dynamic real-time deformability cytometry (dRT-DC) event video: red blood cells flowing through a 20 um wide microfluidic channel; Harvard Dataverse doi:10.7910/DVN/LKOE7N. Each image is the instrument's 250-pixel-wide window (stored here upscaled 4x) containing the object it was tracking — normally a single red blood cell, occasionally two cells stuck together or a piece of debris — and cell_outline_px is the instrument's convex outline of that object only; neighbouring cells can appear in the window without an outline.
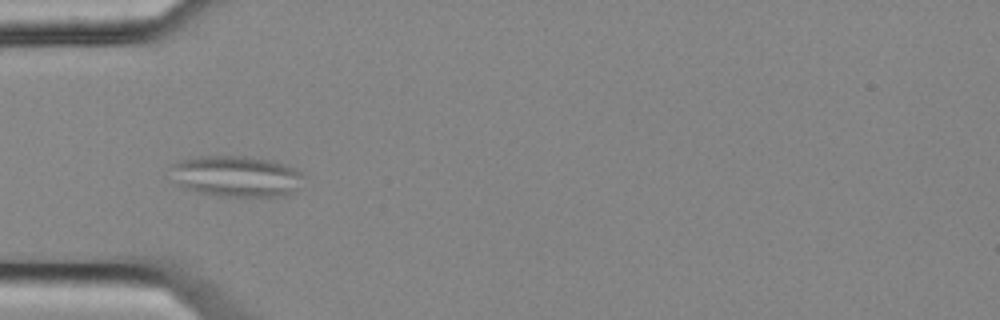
{"species": "common noctule bat (a hibernating species)", "species_latin": "Nyctalus noctula", "temperature_condition": "cold", "stored_images_in_passage": 7, "camera_frame_rate_fps": 3000, "um_per_image_px": 0.085, "animal": {"sex": "female", "body_mass_g": 25.1}, "frame": {"image": 1, "passage_image": 6, "time_ms": 1.667, "image_size_px": [1000, 320], "cell_outline_px": [[308, 176], [300, 188], [284, 196], [216, 196], [184, 188], [180, 184], [168, 168], [172, 164], [180, 160], [200, 156], [248, 156], [268, 160], [296, 168]], "centroid_in_image_um": [20.16, 14.98], "position_along_channel_um": 64.8, "area_um2": 32.02}}
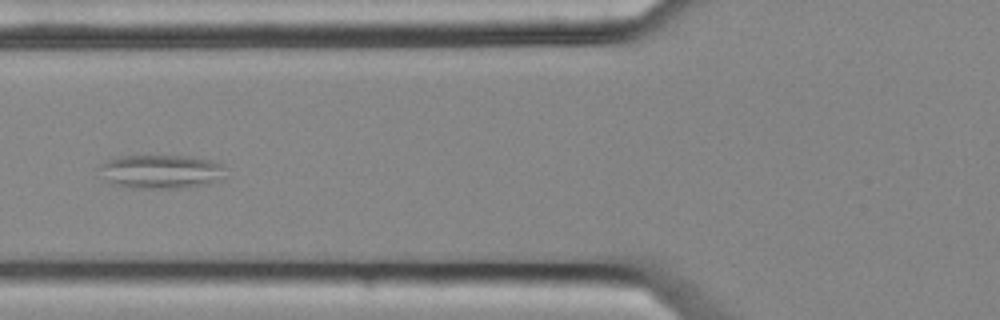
{"frame": {"image": 2, "passage_image": 7, "time_ms": 2.0, "image_size_px": [1000, 320], "cell_outline_px": [[224, 180], [208, 184], [184, 188], [132, 188], [116, 184], [108, 180], [100, 168], [100, 164], [104, 160], [120, 156], [188, 156], [212, 160], [220, 164]], "centroid_in_image_um": [13.72, 14.58], "position_along_channel_um": 112.1, "area_um2": 24.68}}